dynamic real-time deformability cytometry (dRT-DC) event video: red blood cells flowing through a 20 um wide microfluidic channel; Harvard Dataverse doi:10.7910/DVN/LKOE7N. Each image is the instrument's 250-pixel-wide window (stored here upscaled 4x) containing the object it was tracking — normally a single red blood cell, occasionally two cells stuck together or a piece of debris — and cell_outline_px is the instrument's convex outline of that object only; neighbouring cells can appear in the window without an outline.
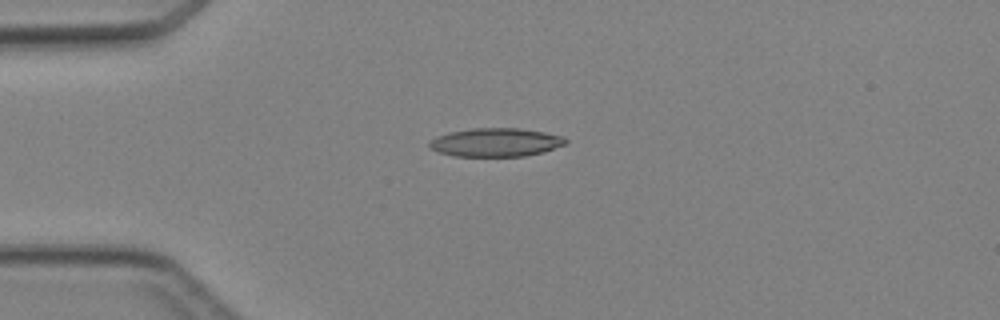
{"species": "Egyptian fruit bat (a non-hibernating species)", "species_latin": "Rousettus aegyptiacus", "temperature_condition": "cold", "stored_images_in_passage": 3, "camera_frame_rate_fps": 3000, "um_per_image_px": 0.085, "animal": {"sex": "female"}, "frame": {"image": 1, "passage_image": 3, "time_ms": 2.333, "image_size_px": [1000, 320], "cell_outline_px": [[568, 144], [544, 152], [524, 156], [452, 156], [428, 148], [428, 140], [436, 136], [448, 132], [472, 128], [520, 128], [544, 132], [564, 136], [568, 140]], "centroid_in_image_um": [42.14, 12.09], "position_along_channel_um": 42.9, "area_um2": 23.0}}